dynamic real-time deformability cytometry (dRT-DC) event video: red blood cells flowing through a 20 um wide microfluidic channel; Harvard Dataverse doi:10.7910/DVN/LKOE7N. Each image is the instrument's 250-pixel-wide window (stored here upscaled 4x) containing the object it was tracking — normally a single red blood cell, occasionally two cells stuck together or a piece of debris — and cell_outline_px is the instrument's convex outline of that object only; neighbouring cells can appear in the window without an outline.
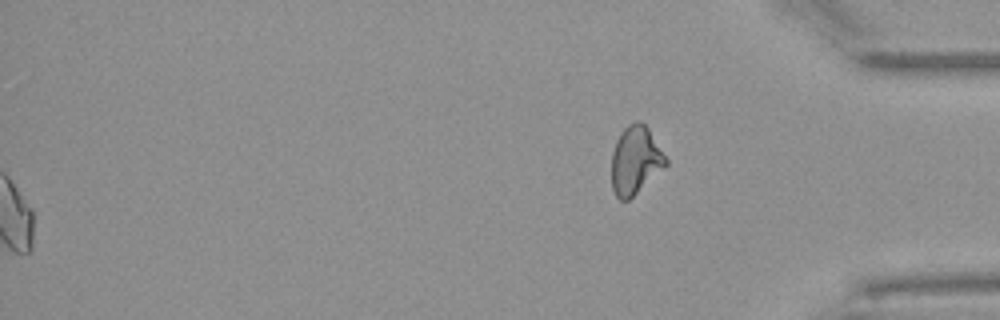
{"species": "Egyptian fruit bat (a non-hibernating species)", "species_latin": "Rousettus aegyptiacus", "temperature_condition": "warm", "stored_images_in_passage": 53, "segment_of_instrument_passage": [2, 2], "camera_frame_rate_fps": 3000, "um_per_image_px": 0.085, "animal": {"sex": "female"}, "frame": {"image": 1, "passage_image": 53, "time_ms": 17.333, "image_size_px": [1000, 320], "cell_outline_px": [[668, 164], [628, 200], [620, 200], [616, 196], [612, 188], [612, 152], [616, 140], [620, 132], [628, 124], [636, 120], [640, 120], [648, 128], [668, 160]], "centroid_in_image_um": [54.0, 13.6], "position_along_channel_um": 381.2, "area_um2": 21.39}}